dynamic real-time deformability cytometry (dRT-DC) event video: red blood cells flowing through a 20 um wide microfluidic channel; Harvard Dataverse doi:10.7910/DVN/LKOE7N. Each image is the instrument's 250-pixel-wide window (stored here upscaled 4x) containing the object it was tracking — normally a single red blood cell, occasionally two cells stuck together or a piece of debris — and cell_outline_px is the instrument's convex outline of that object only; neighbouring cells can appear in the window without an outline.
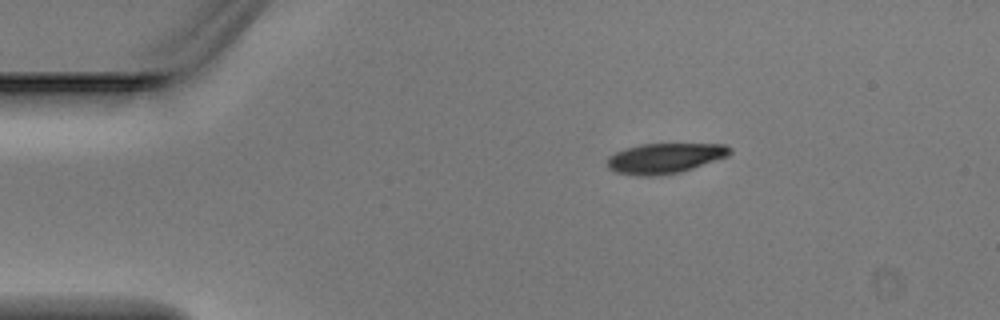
{"species": "Egyptian fruit bat (a non-hibernating species)", "species_latin": "Rousettus aegyptiacus", "temperature_condition": "warm", "stored_images_in_passage": 3, "camera_frame_rate_fps": 3000, "um_per_image_px": 0.085, "animal": {"sex": "male"}, "frame": {"image": 1, "passage_image": 1, "time_ms": 0.0, "image_size_px": [1000, 320], "cell_outline_px": [[732, 152], [728, 156], [680, 172], [652, 176], [640, 176], [616, 172], [608, 168], [608, 156], [624, 148], [640, 144], [724, 144], [732, 148]], "centroid_in_image_um": [56.51, 13.44], "position_along_channel_um": 28.5, "area_um2": 21.5}}
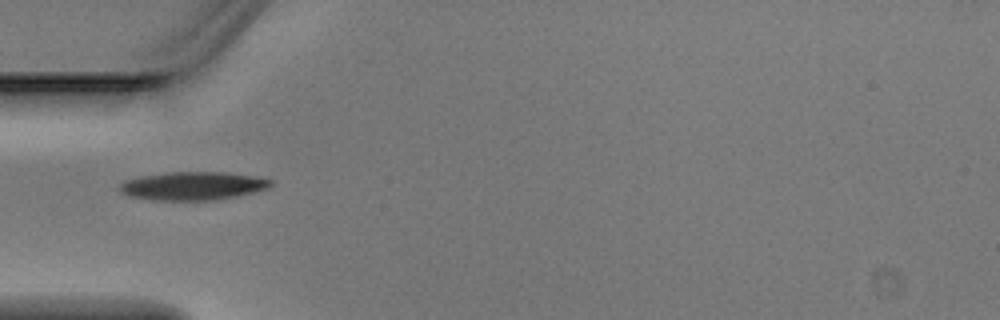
{"frame": {"image": 2, "passage_image": 3, "time_ms": 0.667, "image_size_px": [1000, 320], "cell_outline_px": [[272, 184], [268, 188], [236, 196], [212, 200], [152, 200], [128, 196], [120, 192], [120, 184], [124, 180], [140, 176], [168, 172], [224, 172], [256, 176], [272, 180]], "centroid_in_image_um": [16.36, 15.79], "position_along_channel_um": 68.6, "area_um2": 24.91}}